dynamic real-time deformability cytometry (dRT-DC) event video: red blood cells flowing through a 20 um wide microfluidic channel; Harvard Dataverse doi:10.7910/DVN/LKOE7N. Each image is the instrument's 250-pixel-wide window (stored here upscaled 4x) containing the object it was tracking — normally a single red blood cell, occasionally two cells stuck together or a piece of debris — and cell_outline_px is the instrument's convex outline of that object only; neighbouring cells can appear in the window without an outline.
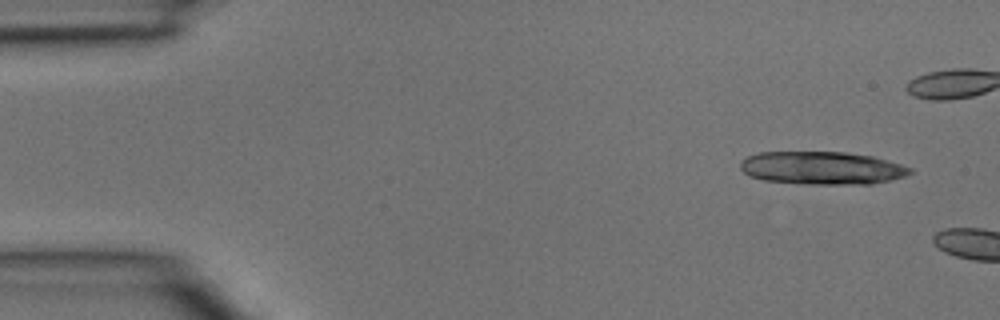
{"species": "common noctule bat (a hibernating species)", "species_latin": "Nyctalus noctula", "temperature_condition": "room temperature", "stored_images_in_passage": 2, "camera_frame_rate_fps": 3000, "um_per_image_px": 0.085, "animal": {"sex": "male", "body_mass_g": 15.6}, "frame": {"image": 1, "passage_image": 1, "time_ms": 0.0, "image_size_px": [1000, 320], "cell_outline_px": [[912, 172], [904, 176], [892, 180], [872, 184], [804, 184], [764, 180], [748, 176], [740, 168], [740, 160], [748, 156], [760, 152], [844, 152], [872, 156], [900, 164], [912, 168]], "centroid_in_image_um": [69.85, 14.28], "position_along_channel_um": 15.2, "area_um2": 32.66}}